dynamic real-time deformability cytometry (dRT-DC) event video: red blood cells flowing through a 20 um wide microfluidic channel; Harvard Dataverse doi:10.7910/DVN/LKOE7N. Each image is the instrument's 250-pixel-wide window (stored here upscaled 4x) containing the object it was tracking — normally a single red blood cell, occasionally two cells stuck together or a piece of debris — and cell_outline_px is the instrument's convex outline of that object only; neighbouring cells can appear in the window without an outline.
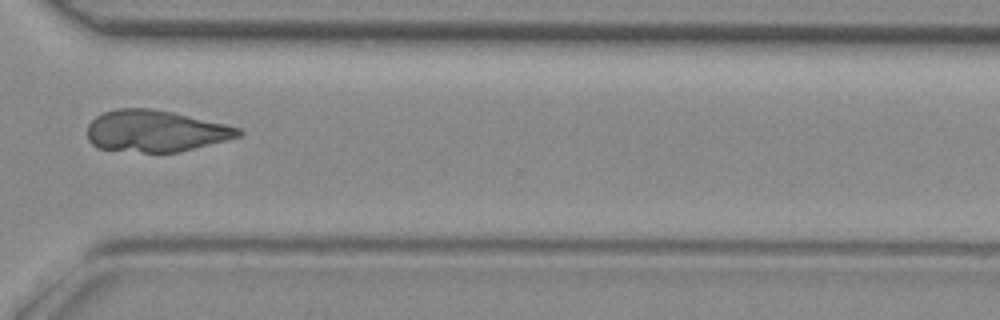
{"species": "common noctule bat (a hibernating species)", "species_latin": "Nyctalus noctula", "temperature_condition": "room temperature", "stored_images_in_passage": 43, "camera_frame_rate_fps": 3000, "um_per_image_px": 0.085, "animal": {"sex": "female", "body_mass_g": 29.2, "forearm_length_mm": 56.3}, "frame": {"image": 1, "passage_image": 32, "time_ms": 10.333, "image_size_px": [1000, 320], "cell_outline_px": [[244, 132], [240, 136], [176, 152], [144, 152], [96, 148], [88, 140], [88, 124], [96, 116], [104, 112], [116, 108], [148, 108], [172, 112], [228, 124], [240, 128]], "centroid_in_image_um": [13.19, 11.12], "position_along_channel_um": 357.4, "area_um2": 36.41}}
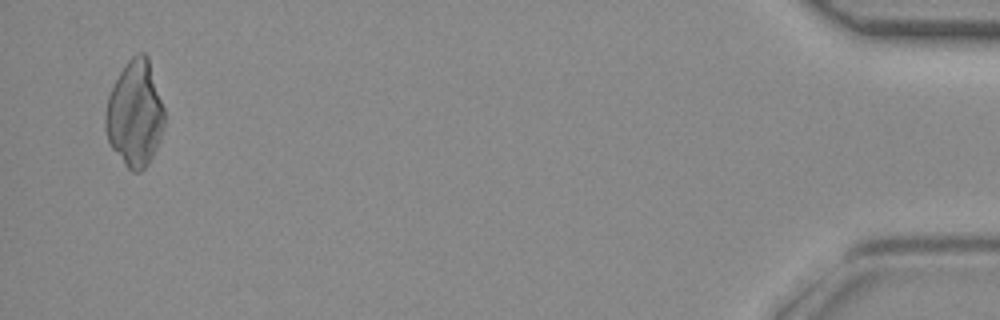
{"frame": {"image": 2, "passage_image": 42, "time_ms": 13.667, "image_size_px": [1000, 320], "cell_outline_px": [[164, 128], [148, 164], [140, 172], [132, 172], [124, 164], [112, 148], [108, 140], [104, 124], [104, 116], [108, 96], [120, 72], [128, 60], [132, 56], [140, 52], [144, 52], [148, 56], [164, 108]], "centroid_in_image_um": [11.46, 9.66], "position_along_channel_um": 423.7, "area_um2": 36.24}}